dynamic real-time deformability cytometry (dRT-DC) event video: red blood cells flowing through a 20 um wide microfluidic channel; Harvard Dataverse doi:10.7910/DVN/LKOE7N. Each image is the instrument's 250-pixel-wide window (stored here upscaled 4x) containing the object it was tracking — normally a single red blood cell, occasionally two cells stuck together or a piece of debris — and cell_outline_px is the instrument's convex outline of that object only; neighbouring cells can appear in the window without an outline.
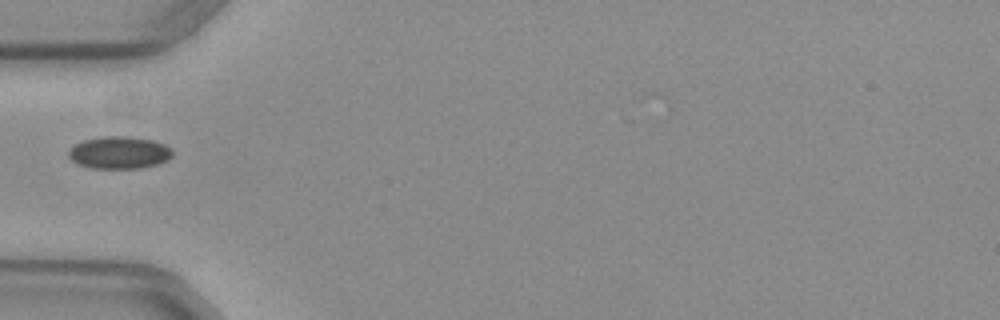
{"species": "common noctule bat (a hibernating species)", "species_latin": "Nyctalus noctula", "temperature_condition": "warm", "stored_images_in_passage": 36, "camera_frame_rate_fps": 3000, "um_per_image_px": 0.085, "animal": {"sex": "female", "body_mass_g": 29.2, "forearm_length_mm": 56.3}, "frame": {"image": 1, "passage_image": 1, "time_ms": 0.0, "image_size_px": [1000, 320], "cell_outline_px": [[172, 156], [168, 160], [156, 164], [140, 168], [92, 168], [80, 164], [72, 160], [68, 156], [68, 148], [84, 140], [104, 136], [128, 136], [152, 140], [164, 144], [172, 148]], "centroid_in_image_um": [10.14, 12.96], "position_along_channel_um": 74.9, "area_um2": 19.54}}
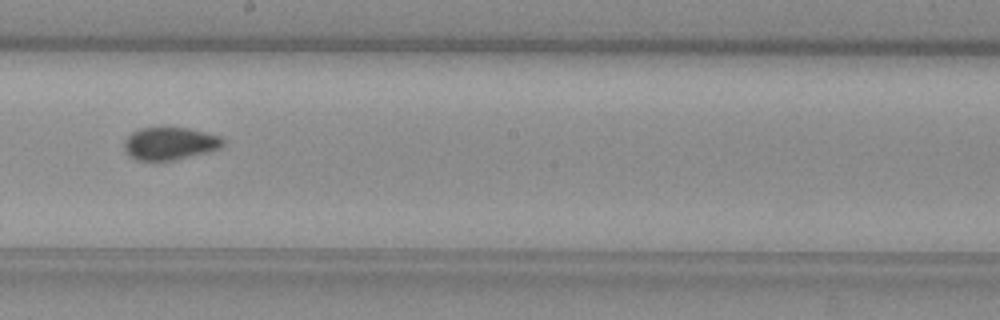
{"frame": {"image": 2, "passage_image": 13, "time_ms": 4.0, "image_size_px": [1000, 320], "cell_outline_px": [[224, 144], [220, 148], [208, 152], [172, 160], [136, 160], [128, 156], [124, 148], [124, 140], [132, 132], [140, 128], [188, 128], [220, 136], [224, 140]], "centroid_in_image_um": [14.42, 12.2], "position_along_channel_um": 233.8, "area_um2": 18.67}}
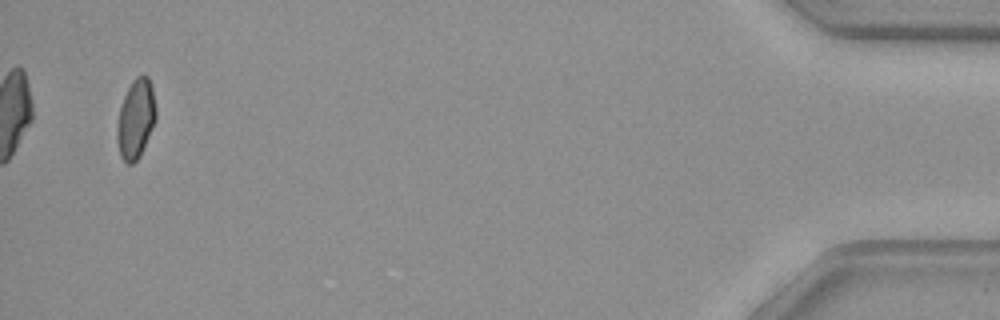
{"frame": {"image": 3, "passage_image": 34, "time_ms": 11.0, "image_size_px": [1000, 320], "cell_outline_px": [[156, 120], [140, 156], [132, 164], [128, 164], [120, 156], [116, 140], [116, 128], [120, 108], [124, 96], [132, 80], [136, 76], [144, 72], [148, 76], [152, 88], [156, 108]], "centroid_in_image_um": [11.54, 10.09], "position_along_channel_um": 423.7, "area_um2": 18.15}}